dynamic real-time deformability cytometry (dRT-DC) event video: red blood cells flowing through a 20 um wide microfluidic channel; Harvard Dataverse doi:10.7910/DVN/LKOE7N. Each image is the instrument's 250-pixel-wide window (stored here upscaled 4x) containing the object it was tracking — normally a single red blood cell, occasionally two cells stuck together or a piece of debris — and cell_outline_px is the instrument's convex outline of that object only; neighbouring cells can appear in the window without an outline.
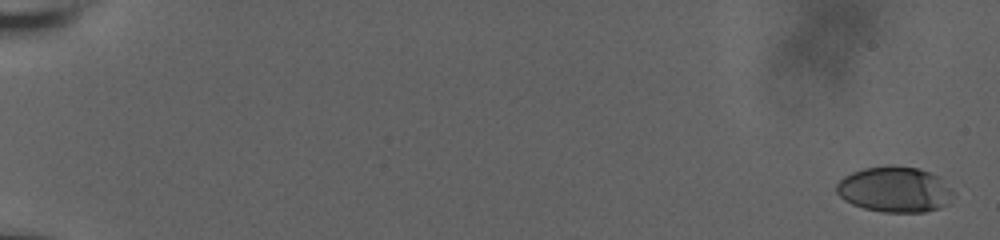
{"species": "human", "species_latin": "Homo sapiens", "temperature_condition": "room temperature", "stored_images_in_passage": 43, "camera_frame_rate_fps": 3000, "um_per_image_px": 0.085, "donor": {"sex": "male"}, "frame": {"image": 1, "passage_image": 1, "time_ms": 0.0, "image_size_px": [1000, 240], "cell_outline_px": [[956, 192], [948, 204], [940, 208], [924, 212], [884, 212], [864, 208], [852, 204], [844, 200], [836, 192], [836, 184], [844, 176], [852, 172], [864, 168], [920, 168], [932, 172], [940, 176]], "centroid_in_image_um": [76.11, 16.13], "position_along_channel_um": 8.9, "area_um2": 30.87}}
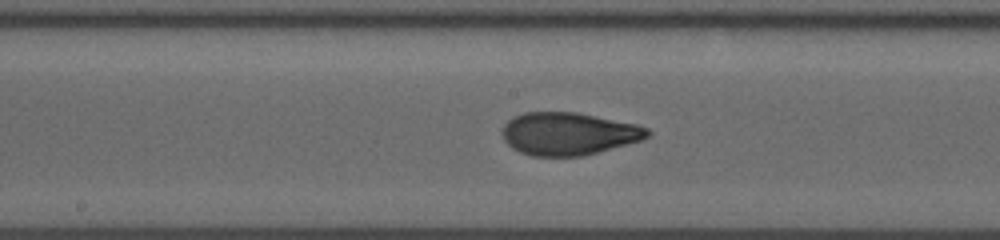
{"frame": {"image": 2, "passage_image": 25, "time_ms": 8.0, "image_size_px": [1000, 240], "cell_outline_px": [[652, 132], [648, 136], [640, 140], [584, 156], [532, 156], [520, 152], [512, 148], [504, 140], [504, 124], [512, 116], [524, 112], [576, 112], [636, 124], [648, 128]], "centroid_in_image_um": [48.31, 11.36], "position_along_channel_um": 199.9, "area_um2": 35.95}}
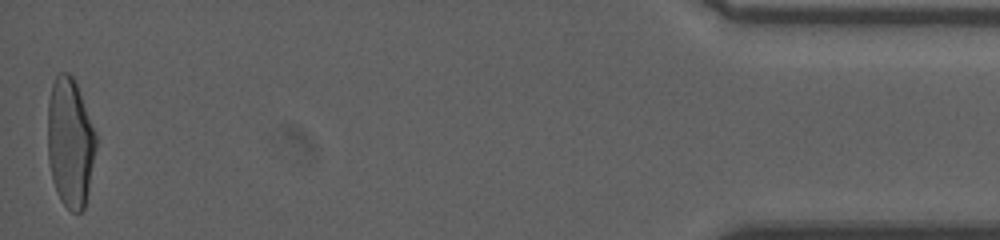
{"frame": {"image": 3, "passage_image": 43, "time_ms": 14.0, "image_size_px": [1000, 240], "cell_outline_px": [[96, 148], [88, 192], [84, 208], [80, 212], [72, 212], [60, 200], [52, 180], [48, 160], [48, 100], [52, 84], [56, 76], [60, 72], [68, 72], [72, 76], [76, 84], [96, 132]], "centroid_in_image_um": [5.95, 12.12], "position_along_channel_um": 429.2, "area_um2": 36.36}}